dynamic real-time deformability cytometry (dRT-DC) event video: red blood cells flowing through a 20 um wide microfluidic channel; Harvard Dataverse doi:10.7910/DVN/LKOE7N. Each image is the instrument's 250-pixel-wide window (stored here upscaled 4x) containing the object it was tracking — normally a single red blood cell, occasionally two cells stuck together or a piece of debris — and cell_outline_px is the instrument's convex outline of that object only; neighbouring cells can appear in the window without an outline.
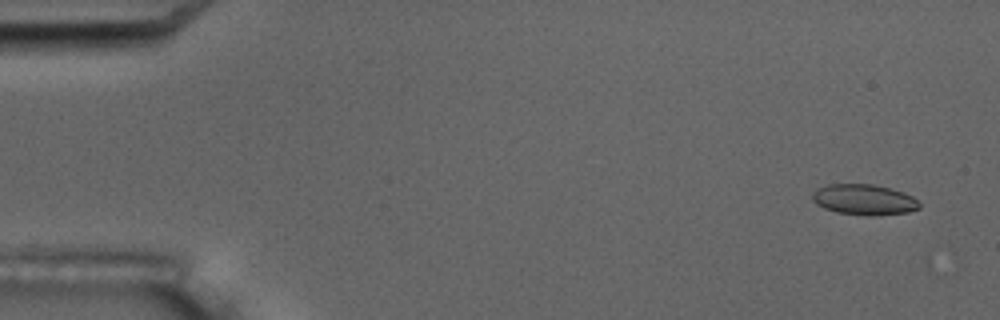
{"species": "common noctule bat (a hibernating species)", "species_latin": "Nyctalus noctula", "temperature_condition": "room temperature", "stored_images_in_passage": 5, "camera_frame_rate_fps": 3000, "um_per_image_px": 0.085, "animal": {"sex": "male", "body_mass_g": 17.5, "forearm_length_mm": 52.3}, "frame": {"image": 1, "passage_image": 1, "time_ms": 0.0, "image_size_px": [1000, 320], "cell_outline_px": [[920, 208], [908, 212], [872, 216], [868, 216], [836, 212], [824, 208], [816, 204], [812, 200], [812, 196], [816, 188], [828, 184], [872, 184], [892, 188], [904, 192], [912, 196], [920, 204]], "centroid_in_image_um": [73.44, 16.96], "position_along_channel_um": 11.6, "area_um2": 19.25}}
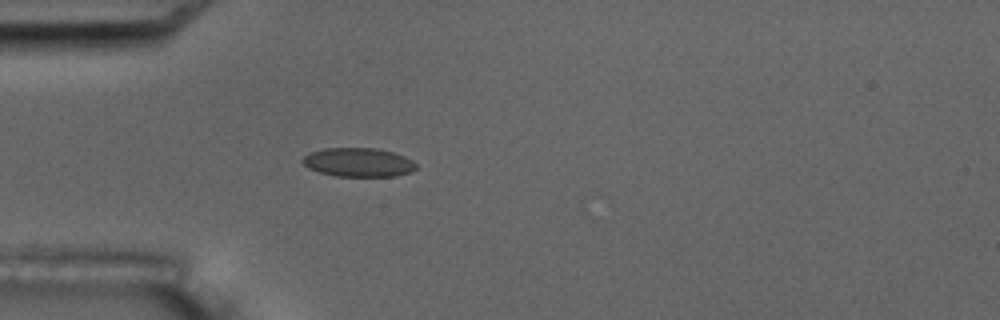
{"frame": {"image": 2, "passage_image": 5, "time_ms": 4.667, "image_size_px": [1000, 320], "cell_outline_px": [[416, 168], [412, 172], [396, 176], [336, 176], [320, 172], [308, 168], [300, 160], [308, 152], [324, 148], [376, 148], [392, 152], [404, 156], [412, 160], [416, 164]], "centroid_in_image_um": [30.45, 13.79], "position_along_channel_um": 54.6, "area_um2": 19.19}}